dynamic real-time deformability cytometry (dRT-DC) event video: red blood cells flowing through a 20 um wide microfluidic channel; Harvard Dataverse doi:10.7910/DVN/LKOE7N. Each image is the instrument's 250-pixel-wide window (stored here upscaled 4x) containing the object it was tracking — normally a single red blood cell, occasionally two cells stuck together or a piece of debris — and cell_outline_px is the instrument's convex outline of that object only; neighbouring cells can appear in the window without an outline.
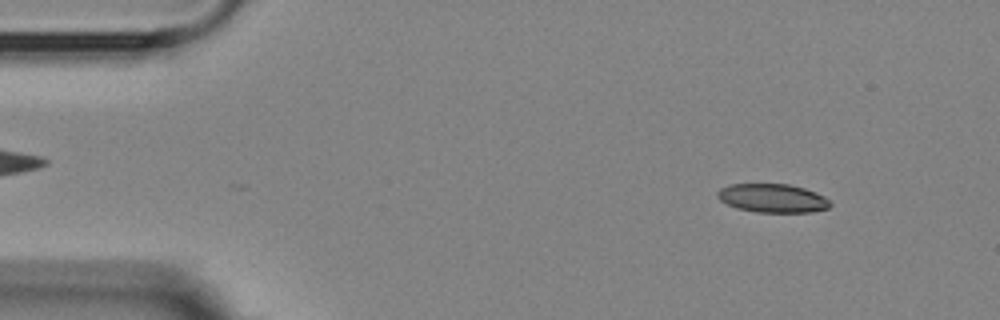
{"species": "Egyptian fruit bat (a non-hibernating species)", "species_latin": "Rousettus aegyptiacus", "temperature_condition": "room temperature", "stored_images_in_passage": 4, "camera_frame_rate_fps": 3000, "um_per_image_px": 0.085, "animal": {"sex": "female"}, "frame": {"image": 1, "passage_image": 1, "time_ms": 0.0, "image_size_px": [1000, 320], "cell_outline_px": [[832, 204], [828, 208], [812, 212], [756, 212], [736, 208], [720, 200], [716, 196], [716, 192], [720, 188], [732, 184], [788, 184], [804, 188], [816, 192], [824, 196]], "centroid_in_image_um": [65.66, 16.84], "position_along_channel_um": 19.3, "area_um2": 18.84}}
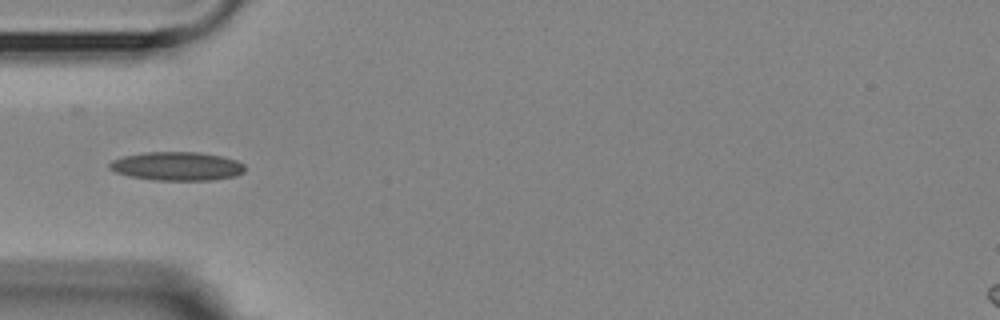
{"frame": {"image": 2, "passage_image": 4, "time_ms": 3.667, "image_size_px": [1000, 320], "cell_outline_px": [[244, 172], [236, 176], [212, 180], [152, 180], [128, 176], [116, 172], [108, 168], [108, 164], [112, 160], [124, 156], [144, 152], [200, 152], [224, 156], [236, 160], [244, 164]], "centroid_in_image_um": [15.04, 14.12], "position_along_channel_um": 70.0, "area_um2": 22.83}}